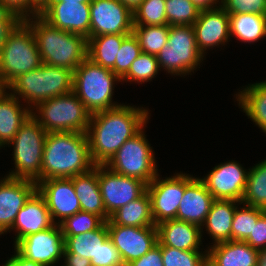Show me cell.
I'll use <instances>...</instances> for the list:
<instances>
[{"instance_id":"cell-1","label":"cell","mask_w":266,"mask_h":266,"mask_svg":"<svg viewBox=\"0 0 266 266\" xmlns=\"http://www.w3.org/2000/svg\"><path fill=\"white\" fill-rule=\"evenodd\" d=\"M148 110L122 104L91 114L86 134L93 163L106 165L128 139L146 126Z\"/></svg>"},{"instance_id":"cell-2","label":"cell","mask_w":266,"mask_h":266,"mask_svg":"<svg viewBox=\"0 0 266 266\" xmlns=\"http://www.w3.org/2000/svg\"><path fill=\"white\" fill-rule=\"evenodd\" d=\"M92 161L86 133H47L41 166V181L51 178H72L88 172Z\"/></svg>"},{"instance_id":"cell-3","label":"cell","mask_w":266,"mask_h":266,"mask_svg":"<svg viewBox=\"0 0 266 266\" xmlns=\"http://www.w3.org/2000/svg\"><path fill=\"white\" fill-rule=\"evenodd\" d=\"M25 21L31 27L42 63L74 72L87 58L88 40L84 36L53 27L40 15Z\"/></svg>"},{"instance_id":"cell-4","label":"cell","mask_w":266,"mask_h":266,"mask_svg":"<svg viewBox=\"0 0 266 266\" xmlns=\"http://www.w3.org/2000/svg\"><path fill=\"white\" fill-rule=\"evenodd\" d=\"M6 88L19 100L23 99L31 110L47 99L72 92L73 71L43 63L35 70L19 75Z\"/></svg>"},{"instance_id":"cell-5","label":"cell","mask_w":266,"mask_h":266,"mask_svg":"<svg viewBox=\"0 0 266 266\" xmlns=\"http://www.w3.org/2000/svg\"><path fill=\"white\" fill-rule=\"evenodd\" d=\"M116 82L121 79L112 70L88 58L73 72V92L91 114L122 105L112 99Z\"/></svg>"},{"instance_id":"cell-6","label":"cell","mask_w":266,"mask_h":266,"mask_svg":"<svg viewBox=\"0 0 266 266\" xmlns=\"http://www.w3.org/2000/svg\"><path fill=\"white\" fill-rule=\"evenodd\" d=\"M30 25L22 20L9 34L0 52V80L7 87L19 75L42 65Z\"/></svg>"},{"instance_id":"cell-7","label":"cell","mask_w":266,"mask_h":266,"mask_svg":"<svg viewBox=\"0 0 266 266\" xmlns=\"http://www.w3.org/2000/svg\"><path fill=\"white\" fill-rule=\"evenodd\" d=\"M31 110L32 116L47 133H87L91 113L73 91L47 99Z\"/></svg>"},{"instance_id":"cell-8","label":"cell","mask_w":266,"mask_h":266,"mask_svg":"<svg viewBox=\"0 0 266 266\" xmlns=\"http://www.w3.org/2000/svg\"><path fill=\"white\" fill-rule=\"evenodd\" d=\"M47 136L46 130L31 116L21 125L8 144L13 146V171L7 177L41 181L43 149Z\"/></svg>"},{"instance_id":"cell-9","label":"cell","mask_w":266,"mask_h":266,"mask_svg":"<svg viewBox=\"0 0 266 266\" xmlns=\"http://www.w3.org/2000/svg\"><path fill=\"white\" fill-rule=\"evenodd\" d=\"M159 68L171 75L185 76L194 72L204 56L196 45L193 25H172L167 43L156 55Z\"/></svg>"},{"instance_id":"cell-10","label":"cell","mask_w":266,"mask_h":266,"mask_svg":"<svg viewBox=\"0 0 266 266\" xmlns=\"http://www.w3.org/2000/svg\"><path fill=\"white\" fill-rule=\"evenodd\" d=\"M144 127L128 139L105 165L114 173L151 183L158 174L155 152L144 133Z\"/></svg>"},{"instance_id":"cell-11","label":"cell","mask_w":266,"mask_h":266,"mask_svg":"<svg viewBox=\"0 0 266 266\" xmlns=\"http://www.w3.org/2000/svg\"><path fill=\"white\" fill-rule=\"evenodd\" d=\"M98 183L109 216L147 191V184L143 181L114 173L105 165H98Z\"/></svg>"},{"instance_id":"cell-12","label":"cell","mask_w":266,"mask_h":266,"mask_svg":"<svg viewBox=\"0 0 266 266\" xmlns=\"http://www.w3.org/2000/svg\"><path fill=\"white\" fill-rule=\"evenodd\" d=\"M158 173L147 185L151 199V214L155 225L176 219V214L185 192V173L161 179Z\"/></svg>"},{"instance_id":"cell-13","label":"cell","mask_w":266,"mask_h":266,"mask_svg":"<svg viewBox=\"0 0 266 266\" xmlns=\"http://www.w3.org/2000/svg\"><path fill=\"white\" fill-rule=\"evenodd\" d=\"M14 248L25 258L42 266H54L63 258L64 236L59 224L20 239Z\"/></svg>"},{"instance_id":"cell-14","label":"cell","mask_w":266,"mask_h":266,"mask_svg":"<svg viewBox=\"0 0 266 266\" xmlns=\"http://www.w3.org/2000/svg\"><path fill=\"white\" fill-rule=\"evenodd\" d=\"M109 238L121 254L125 266L158 244L157 226H123L107 221Z\"/></svg>"},{"instance_id":"cell-15","label":"cell","mask_w":266,"mask_h":266,"mask_svg":"<svg viewBox=\"0 0 266 266\" xmlns=\"http://www.w3.org/2000/svg\"><path fill=\"white\" fill-rule=\"evenodd\" d=\"M90 13V37L132 33L133 12L119 0H92Z\"/></svg>"},{"instance_id":"cell-16","label":"cell","mask_w":266,"mask_h":266,"mask_svg":"<svg viewBox=\"0 0 266 266\" xmlns=\"http://www.w3.org/2000/svg\"><path fill=\"white\" fill-rule=\"evenodd\" d=\"M238 161L216 165L211 172L200 178L215 199L241 202L246 188L248 171Z\"/></svg>"},{"instance_id":"cell-17","label":"cell","mask_w":266,"mask_h":266,"mask_svg":"<svg viewBox=\"0 0 266 266\" xmlns=\"http://www.w3.org/2000/svg\"><path fill=\"white\" fill-rule=\"evenodd\" d=\"M37 191L44 197L55 224L81 211L72 178H51L39 181Z\"/></svg>"},{"instance_id":"cell-18","label":"cell","mask_w":266,"mask_h":266,"mask_svg":"<svg viewBox=\"0 0 266 266\" xmlns=\"http://www.w3.org/2000/svg\"><path fill=\"white\" fill-rule=\"evenodd\" d=\"M39 15L53 27L90 37V3L50 2Z\"/></svg>"},{"instance_id":"cell-19","label":"cell","mask_w":266,"mask_h":266,"mask_svg":"<svg viewBox=\"0 0 266 266\" xmlns=\"http://www.w3.org/2000/svg\"><path fill=\"white\" fill-rule=\"evenodd\" d=\"M193 28L197 48L204 57L207 49L224 46L231 38L229 14L222 6L201 10Z\"/></svg>"},{"instance_id":"cell-20","label":"cell","mask_w":266,"mask_h":266,"mask_svg":"<svg viewBox=\"0 0 266 266\" xmlns=\"http://www.w3.org/2000/svg\"><path fill=\"white\" fill-rule=\"evenodd\" d=\"M37 190V183L28 179L5 176L0 181V235L13 226L20 209Z\"/></svg>"},{"instance_id":"cell-21","label":"cell","mask_w":266,"mask_h":266,"mask_svg":"<svg viewBox=\"0 0 266 266\" xmlns=\"http://www.w3.org/2000/svg\"><path fill=\"white\" fill-rule=\"evenodd\" d=\"M215 198L198 177L185 173V192L176 219L202 227Z\"/></svg>"},{"instance_id":"cell-22","label":"cell","mask_w":266,"mask_h":266,"mask_svg":"<svg viewBox=\"0 0 266 266\" xmlns=\"http://www.w3.org/2000/svg\"><path fill=\"white\" fill-rule=\"evenodd\" d=\"M54 224L44 197L36 190L20 209L7 232L15 231V245L25 236L46 230Z\"/></svg>"},{"instance_id":"cell-23","label":"cell","mask_w":266,"mask_h":266,"mask_svg":"<svg viewBox=\"0 0 266 266\" xmlns=\"http://www.w3.org/2000/svg\"><path fill=\"white\" fill-rule=\"evenodd\" d=\"M158 243L184 251H200L203 229L196 224L171 219L157 225Z\"/></svg>"},{"instance_id":"cell-24","label":"cell","mask_w":266,"mask_h":266,"mask_svg":"<svg viewBox=\"0 0 266 266\" xmlns=\"http://www.w3.org/2000/svg\"><path fill=\"white\" fill-rule=\"evenodd\" d=\"M258 250L244 241H228L207 247L209 266H257Z\"/></svg>"},{"instance_id":"cell-25","label":"cell","mask_w":266,"mask_h":266,"mask_svg":"<svg viewBox=\"0 0 266 266\" xmlns=\"http://www.w3.org/2000/svg\"><path fill=\"white\" fill-rule=\"evenodd\" d=\"M23 107L7 89L0 96V149L14 139L21 125L31 116L32 110L26 105Z\"/></svg>"},{"instance_id":"cell-26","label":"cell","mask_w":266,"mask_h":266,"mask_svg":"<svg viewBox=\"0 0 266 266\" xmlns=\"http://www.w3.org/2000/svg\"><path fill=\"white\" fill-rule=\"evenodd\" d=\"M72 181L81 211L96 214L107 222L110 216L106 213L102 200L98 183V165L88 172L72 177Z\"/></svg>"},{"instance_id":"cell-27","label":"cell","mask_w":266,"mask_h":266,"mask_svg":"<svg viewBox=\"0 0 266 266\" xmlns=\"http://www.w3.org/2000/svg\"><path fill=\"white\" fill-rule=\"evenodd\" d=\"M236 205L241 202L234 200L215 199L206 220L201 228L213 239V245L232 240V221Z\"/></svg>"},{"instance_id":"cell-28","label":"cell","mask_w":266,"mask_h":266,"mask_svg":"<svg viewBox=\"0 0 266 266\" xmlns=\"http://www.w3.org/2000/svg\"><path fill=\"white\" fill-rule=\"evenodd\" d=\"M235 95L239 108L266 134V81L248 84Z\"/></svg>"},{"instance_id":"cell-29","label":"cell","mask_w":266,"mask_h":266,"mask_svg":"<svg viewBox=\"0 0 266 266\" xmlns=\"http://www.w3.org/2000/svg\"><path fill=\"white\" fill-rule=\"evenodd\" d=\"M109 237L107 222L100 228L77 234L64 236V253H73L76 257H84L90 260L91 266H97V252Z\"/></svg>"},{"instance_id":"cell-30","label":"cell","mask_w":266,"mask_h":266,"mask_svg":"<svg viewBox=\"0 0 266 266\" xmlns=\"http://www.w3.org/2000/svg\"><path fill=\"white\" fill-rule=\"evenodd\" d=\"M109 220L114 225L123 226H157L151 214V199L146 191L141 197L130 201L128 204L118 208L113 212Z\"/></svg>"},{"instance_id":"cell-31","label":"cell","mask_w":266,"mask_h":266,"mask_svg":"<svg viewBox=\"0 0 266 266\" xmlns=\"http://www.w3.org/2000/svg\"><path fill=\"white\" fill-rule=\"evenodd\" d=\"M129 34H107L89 37L87 58L114 72L116 56L123 39Z\"/></svg>"},{"instance_id":"cell-32","label":"cell","mask_w":266,"mask_h":266,"mask_svg":"<svg viewBox=\"0 0 266 266\" xmlns=\"http://www.w3.org/2000/svg\"><path fill=\"white\" fill-rule=\"evenodd\" d=\"M230 36L244 43L258 42L266 37V15L229 14Z\"/></svg>"},{"instance_id":"cell-33","label":"cell","mask_w":266,"mask_h":266,"mask_svg":"<svg viewBox=\"0 0 266 266\" xmlns=\"http://www.w3.org/2000/svg\"><path fill=\"white\" fill-rule=\"evenodd\" d=\"M248 170L246 188L241 204L266 211V159Z\"/></svg>"},{"instance_id":"cell-34","label":"cell","mask_w":266,"mask_h":266,"mask_svg":"<svg viewBox=\"0 0 266 266\" xmlns=\"http://www.w3.org/2000/svg\"><path fill=\"white\" fill-rule=\"evenodd\" d=\"M170 25H133L132 33L137 38L141 51L157 55L167 43Z\"/></svg>"},{"instance_id":"cell-35","label":"cell","mask_w":266,"mask_h":266,"mask_svg":"<svg viewBox=\"0 0 266 266\" xmlns=\"http://www.w3.org/2000/svg\"><path fill=\"white\" fill-rule=\"evenodd\" d=\"M237 205L232 221V241H245L252 233L254 224L266 212L263 209Z\"/></svg>"},{"instance_id":"cell-36","label":"cell","mask_w":266,"mask_h":266,"mask_svg":"<svg viewBox=\"0 0 266 266\" xmlns=\"http://www.w3.org/2000/svg\"><path fill=\"white\" fill-rule=\"evenodd\" d=\"M157 57L148 53H141L131 64L128 73L121 79V82L145 83L151 82L159 73ZM156 75V76H155Z\"/></svg>"},{"instance_id":"cell-37","label":"cell","mask_w":266,"mask_h":266,"mask_svg":"<svg viewBox=\"0 0 266 266\" xmlns=\"http://www.w3.org/2000/svg\"><path fill=\"white\" fill-rule=\"evenodd\" d=\"M165 12L167 24L193 25L198 19L200 10L191 0H166Z\"/></svg>"},{"instance_id":"cell-38","label":"cell","mask_w":266,"mask_h":266,"mask_svg":"<svg viewBox=\"0 0 266 266\" xmlns=\"http://www.w3.org/2000/svg\"><path fill=\"white\" fill-rule=\"evenodd\" d=\"M105 221L96 214L79 211L59 223L63 236L84 234L100 228Z\"/></svg>"},{"instance_id":"cell-39","label":"cell","mask_w":266,"mask_h":266,"mask_svg":"<svg viewBox=\"0 0 266 266\" xmlns=\"http://www.w3.org/2000/svg\"><path fill=\"white\" fill-rule=\"evenodd\" d=\"M166 0H144L133 12V25H165Z\"/></svg>"},{"instance_id":"cell-40","label":"cell","mask_w":266,"mask_h":266,"mask_svg":"<svg viewBox=\"0 0 266 266\" xmlns=\"http://www.w3.org/2000/svg\"><path fill=\"white\" fill-rule=\"evenodd\" d=\"M164 266H206L207 250L184 251L170 246H161Z\"/></svg>"},{"instance_id":"cell-41","label":"cell","mask_w":266,"mask_h":266,"mask_svg":"<svg viewBox=\"0 0 266 266\" xmlns=\"http://www.w3.org/2000/svg\"><path fill=\"white\" fill-rule=\"evenodd\" d=\"M142 53L133 33L127 35L121 44L114 65V73L122 79L129 71L132 62Z\"/></svg>"},{"instance_id":"cell-42","label":"cell","mask_w":266,"mask_h":266,"mask_svg":"<svg viewBox=\"0 0 266 266\" xmlns=\"http://www.w3.org/2000/svg\"><path fill=\"white\" fill-rule=\"evenodd\" d=\"M221 6L228 14L266 15V0H222Z\"/></svg>"},{"instance_id":"cell-43","label":"cell","mask_w":266,"mask_h":266,"mask_svg":"<svg viewBox=\"0 0 266 266\" xmlns=\"http://www.w3.org/2000/svg\"><path fill=\"white\" fill-rule=\"evenodd\" d=\"M97 266H125L121 254L108 237L97 252Z\"/></svg>"},{"instance_id":"cell-44","label":"cell","mask_w":266,"mask_h":266,"mask_svg":"<svg viewBox=\"0 0 266 266\" xmlns=\"http://www.w3.org/2000/svg\"><path fill=\"white\" fill-rule=\"evenodd\" d=\"M22 20L16 13L0 8V52L8 40L9 34Z\"/></svg>"},{"instance_id":"cell-45","label":"cell","mask_w":266,"mask_h":266,"mask_svg":"<svg viewBox=\"0 0 266 266\" xmlns=\"http://www.w3.org/2000/svg\"><path fill=\"white\" fill-rule=\"evenodd\" d=\"M244 242L258 251L266 249V212L254 224L252 233Z\"/></svg>"},{"instance_id":"cell-46","label":"cell","mask_w":266,"mask_h":266,"mask_svg":"<svg viewBox=\"0 0 266 266\" xmlns=\"http://www.w3.org/2000/svg\"><path fill=\"white\" fill-rule=\"evenodd\" d=\"M0 8L16 13L23 20L31 17V0H0Z\"/></svg>"},{"instance_id":"cell-47","label":"cell","mask_w":266,"mask_h":266,"mask_svg":"<svg viewBox=\"0 0 266 266\" xmlns=\"http://www.w3.org/2000/svg\"><path fill=\"white\" fill-rule=\"evenodd\" d=\"M126 266H164L161 245L158 243L139 259L133 260Z\"/></svg>"},{"instance_id":"cell-48","label":"cell","mask_w":266,"mask_h":266,"mask_svg":"<svg viewBox=\"0 0 266 266\" xmlns=\"http://www.w3.org/2000/svg\"><path fill=\"white\" fill-rule=\"evenodd\" d=\"M14 255L5 261L3 266H42L32 260L23 257L15 248Z\"/></svg>"},{"instance_id":"cell-49","label":"cell","mask_w":266,"mask_h":266,"mask_svg":"<svg viewBox=\"0 0 266 266\" xmlns=\"http://www.w3.org/2000/svg\"><path fill=\"white\" fill-rule=\"evenodd\" d=\"M64 264L61 266H91L89 259L84 257H76L73 253H64Z\"/></svg>"},{"instance_id":"cell-50","label":"cell","mask_w":266,"mask_h":266,"mask_svg":"<svg viewBox=\"0 0 266 266\" xmlns=\"http://www.w3.org/2000/svg\"><path fill=\"white\" fill-rule=\"evenodd\" d=\"M191 1L200 11L216 8L222 5V0H191ZM217 4H219V6H217Z\"/></svg>"},{"instance_id":"cell-51","label":"cell","mask_w":266,"mask_h":266,"mask_svg":"<svg viewBox=\"0 0 266 266\" xmlns=\"http://www.w3.org/2000/svg\"><path fill=\"white\" fill-rule=\"evenodd\" d=\"M51 0H31V17L39 13L50 3Z\"/></svg>"},{"instance_id":"cell-52","label":"cell","mask_w":266,"mask_h":266,"mask_svg":"<svg viewBox=\"0 0 266 266\" xmlns=\"http://www.w3.org/2000/svg\"><path fill=\"white\" fill-rule=\"evenodd\" d=\"M122 4L128 7L132 12L144 1V0H119Z\"/></svg>"},{"instance_id":"cell-53","label":"cell","mask_w":266,"mask_h":266,"mask_svg":"<svg viewBox=\"0 0 266 266\" xmlns=\"http://www.w3.org/2000/svg\"><path fill=\"white\" fill-rule=\"evenodd\" d=\"M257 266H266V249L258 251Z\"/></svg>"},{"instance_id":"cell-54","label":"cell","mask_w":266,"mask_h":266,"mask_svg":"<svg viewBox=\"0 0 266 266\" xmlns=\"http://www.w3.org/2000/svg\"><path fill=\"white\" fill-rule=\"evenodd\" d=\"M50 2H77V3H91L92 0H51Z\"/></svg>"},{"instance_id":"cell-55","label":"cell","mask_w":266,"mask_h":266,"mask_svg":"<svg viewBox=\"0 0 266 266\" xmlns=\"http://www.w3.org/2000/svg\"><path fill=\"white\" fill-rule=\"evenodd\" d=\"M6 86L1 82L0 80V96L2 95V93L6 90Z\"/></svg>"}]
</instances>
